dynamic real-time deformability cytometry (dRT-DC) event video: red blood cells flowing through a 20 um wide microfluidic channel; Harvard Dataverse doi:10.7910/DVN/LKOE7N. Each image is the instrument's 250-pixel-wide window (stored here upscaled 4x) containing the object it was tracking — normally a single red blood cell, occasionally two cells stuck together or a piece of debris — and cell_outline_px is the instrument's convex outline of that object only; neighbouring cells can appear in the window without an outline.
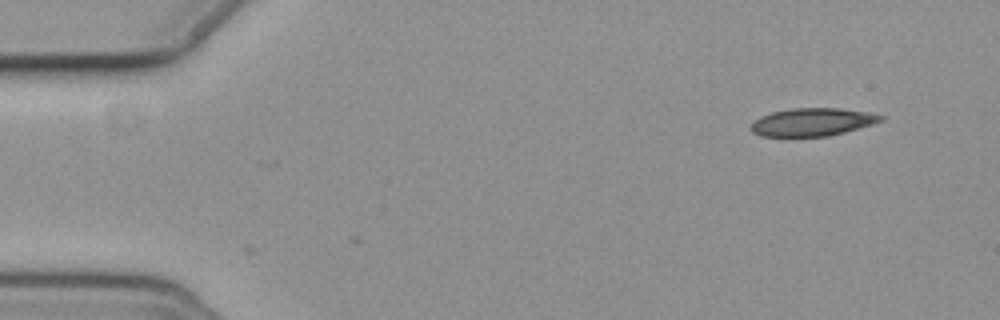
{"species": "common noctule bat (a hibernating species)", "species_latin": "Nyctalus noctula", "temperature_condition": "cold", "stored_images_in_passage": 2, "camera_frame_rate_fps": 3000, "um_per_image_px": 0.085, "animal": {"sex": "female", "body_mass_g": 19.3, "forearm_length_mm": 54.1}, "frame": {"image": 1, "passage_image": 2, "time_ms": 1.0, "image_size_px": [1000, 320], "cell_outline_px": [[884, 120], [872, 124], [844, 132], [828, 136], [760, 136], [752, 132], [752, 124], [756, 120], [772, 112], [792, 108], [840, 108], [868, 112], [884, 116]], "centroid_in_image_um": [69.09, 10.37], "position_along_channel_um": 15.9, "area_um2": 20.81}}